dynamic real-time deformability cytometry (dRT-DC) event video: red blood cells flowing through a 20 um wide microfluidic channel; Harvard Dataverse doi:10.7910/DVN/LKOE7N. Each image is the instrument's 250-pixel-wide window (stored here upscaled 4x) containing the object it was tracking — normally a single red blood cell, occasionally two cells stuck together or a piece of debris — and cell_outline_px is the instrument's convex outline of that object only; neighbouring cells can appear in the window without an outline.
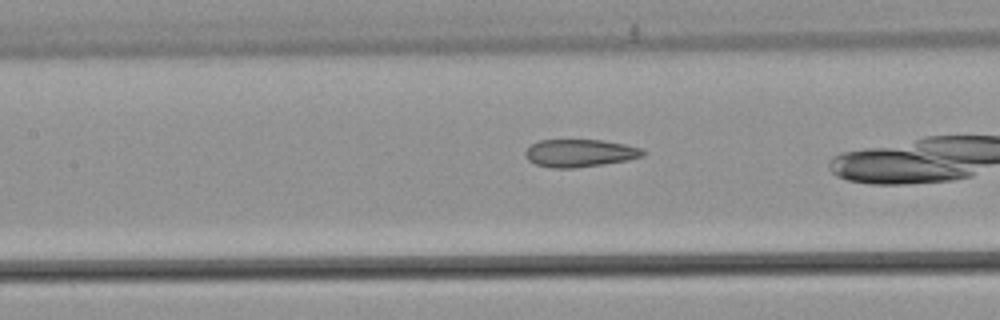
{"species": "common noctule bat (a hibernating species)", "species_latin": "Nyctalus noctula", "temperature_condition": "warm", "stored_images_in_passage": 13, "camera_frame_rate_fps": 3000, "um_per_image_px": 0.085, "animal": {"sex": "male", "body_mass_g": 21.5, "forearm_length_mm": 52.0}, "frame": {"image": 1, "passage_image": 8, "time_ms": 2.333, "image_size_px": [1000, 320], "cell_outline_px": [[648, 152], [644, 156], [628, 160], [572, 168], [552, 168], [536, 164], [528, 160], [524, 152], [532, 144], [540, 140], [604, 140], [624, 144], [640, 148]], "centroid_in_image_um": [49.3, 13.01], "position_along_channel_um": 158.1, "area_um2": 18.84}}
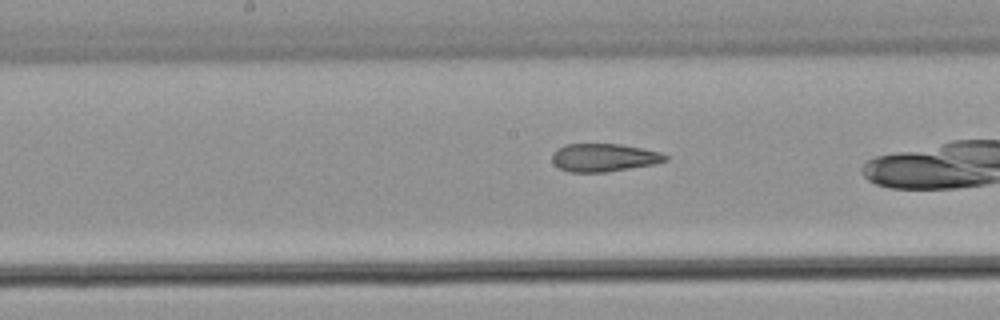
{"frame": {"image": 2, "passage_image": 11, "time_ms": 3.333, "image_size_px": [1000, 320], "cell_outline_px": [[668, 160], [652, 164], [604, 172], [568, 172], [560, 168], [552, 160], [552, 152], [564, 144], [620, 144], [644, 148], [660, 152], [668, 156]], "centroid_in_image_um": [51.32, 13.38], "position_along_channel_um": 196.9, "area_um2": 18.38}}